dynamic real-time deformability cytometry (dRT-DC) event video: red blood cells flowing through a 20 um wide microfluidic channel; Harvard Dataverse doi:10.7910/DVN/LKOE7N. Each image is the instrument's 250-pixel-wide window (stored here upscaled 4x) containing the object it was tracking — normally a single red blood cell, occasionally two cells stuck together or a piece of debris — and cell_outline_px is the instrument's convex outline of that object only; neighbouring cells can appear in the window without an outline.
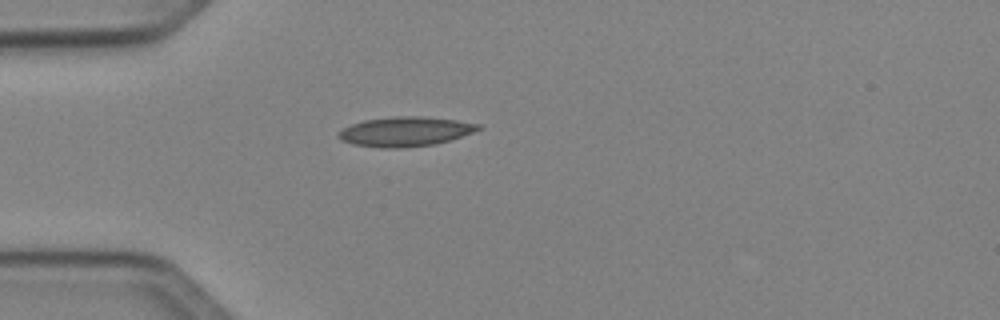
{"species": "Egyptian fruit bat (a non-hibernating species)", "species_latin": "Rousettus aegyptiacus", "temperature_condition": "cold", "stored_images_in_passage": 1, "camera_frame_rate_fps": 3000, "um_per_image_px": 0.085, "animal": {"sex": "female"}, "frame": {"image": 1, "passage_image": 1, "time_ms": 0.0, "image_size_px": [1000, 320], "cell_outline_px": [[484, 128], [448, 140], [432, 144], [400, 148], [384, 148], [352, 144], [340, 140], [336, 136], [344, 128], [352, 124], [364, 120], [396, 116], [420, 116], [456, 120], [480, 124]], "centroid_in_image_um": [34.42, 11.18], "position_along_channel_um": 50.6, "area_um2": 23.81}}